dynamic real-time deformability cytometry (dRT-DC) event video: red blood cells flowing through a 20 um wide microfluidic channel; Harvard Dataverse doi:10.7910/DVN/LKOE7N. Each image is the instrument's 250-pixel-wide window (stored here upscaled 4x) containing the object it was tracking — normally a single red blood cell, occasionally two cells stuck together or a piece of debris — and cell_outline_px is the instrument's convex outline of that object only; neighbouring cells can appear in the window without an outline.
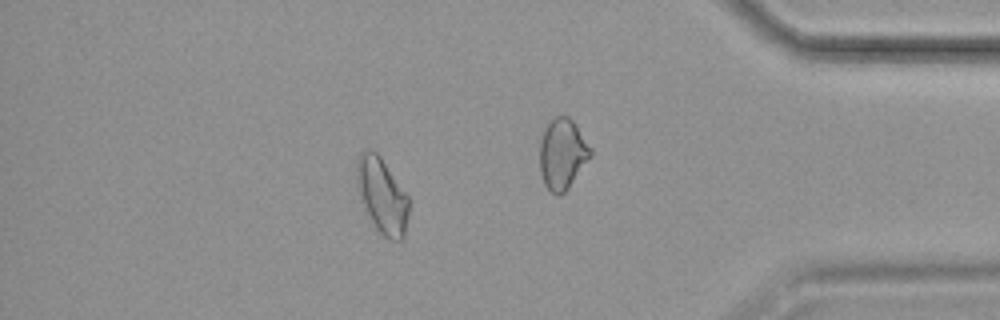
{"species": "common noctule bat (a hibernating species)", "species_latin": "Nyctalus noctula", "temperature_condition": "cold", "stored_images_in_passage": 53, "camera_frame_rate_fps": 3000, "um_per_image_px": 0.085, "animal": {"sex": "female", "body_mass_g": 19.9}, "frame": {"image": 1, "passage_image": 46, "time_ms": 15.0, "image_size_px": [1000, 320], "cell_outline_px": [[408, 216], [404, 240], [392, 240], [384, 236], [376, 228], [364, 204], [356, 184], [356, 160], [360, 152], [364, 148], [372, 148], [380, 156], [408, 196]], "centroid_in_image_um": [32.47, 16.58], "position_along_channel_um": 402.7, "area_um2": 22.72}}